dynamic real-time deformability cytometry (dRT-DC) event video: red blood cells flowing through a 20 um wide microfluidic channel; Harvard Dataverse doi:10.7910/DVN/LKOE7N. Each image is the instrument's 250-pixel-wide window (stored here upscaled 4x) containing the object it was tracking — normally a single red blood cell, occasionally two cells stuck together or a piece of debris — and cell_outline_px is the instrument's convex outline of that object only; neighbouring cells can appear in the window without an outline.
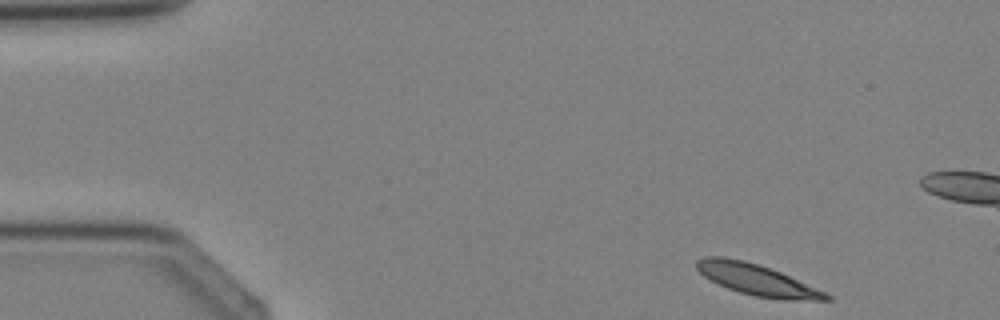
{"species": "Egyptian fruit bat (a non-hibernating species)", "species_latin": "Rousettus aegyptiacus", "temperature_condition": "cold", "stored_images_in_passage": 5, "camera_frame_rate_fps": 3000, "um_per_image_px": 0.085, "animal": {"sex": "female"}, "frame": {"image": 1, "passage_image": 1, "time_ms": 0.0, "image_size_px": [1000, 320], "cell_outline_px": [[832, 300], [784, 300], [756, 296], [740, 292], [728, 288], [704, 276], [696, 268], [696, 260], [704, 256], [724, 256], [744, 260], [760, 264], [780, 272], [828, 292], [832, 296]], "centroid_in_image_um": [64.38, 23.77], "position_along_channel_um": 20.6, "area_um2": 23.58}}
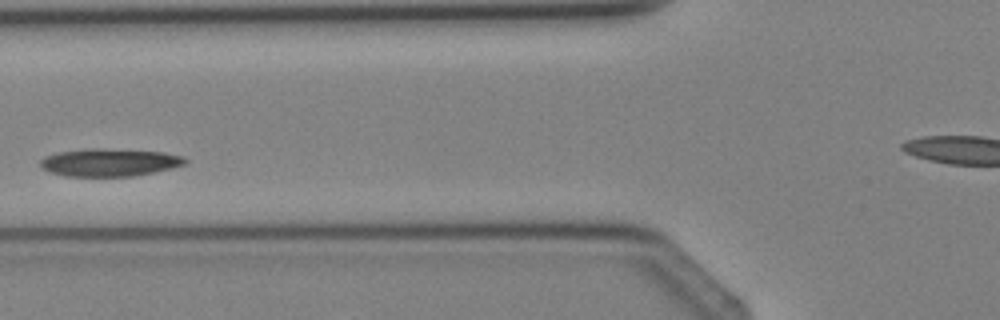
{"frame": {"image": 2, "passage_image": 4, "time_ms": 3.667, "image_size_px": [1000, 320], "cell_outline_px": [[188, 160], [184, 164], [172, 168], [156, 172], [132, 176], [64, 176], [40, 168], [40, 160], [44, 156], [60, 152], [92, 148], [96, 148], [164, 152], [184, 156]], "centroid_in_image_um": [9.32, 13.81], "position_along_channel_um": 116.5, "area_um2": 23.35}}